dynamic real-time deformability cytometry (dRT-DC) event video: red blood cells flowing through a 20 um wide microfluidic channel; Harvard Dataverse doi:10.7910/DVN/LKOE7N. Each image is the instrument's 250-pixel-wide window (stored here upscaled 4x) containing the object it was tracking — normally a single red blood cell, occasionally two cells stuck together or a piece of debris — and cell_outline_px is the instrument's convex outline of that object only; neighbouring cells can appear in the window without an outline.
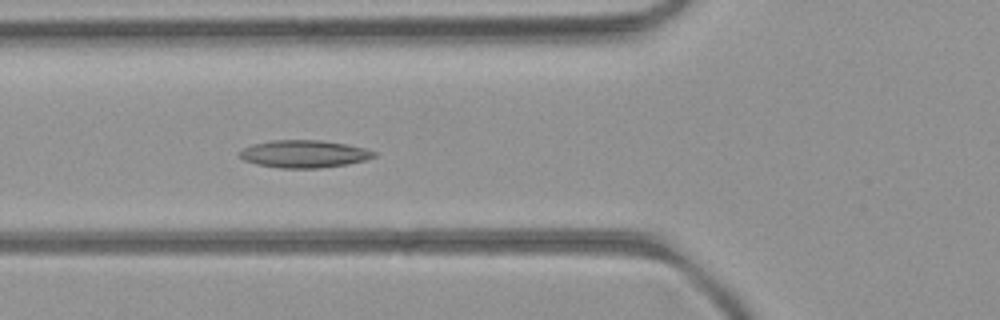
{"species": "common noctule bat (a hibernating species)", "species_latin": "Nyctalus noctula", "temperature_condition": "room temperature", "stored_images_in_passage": 45, "camera_frame_rate_fps": 3000, "um_per_image_px": 0.085, "animal": {"sex": "female", "body_mass_g": 21.9}, "frame": {"image": 1, "passage_image": 16, "time_ms": 5.0, "image_size_px": [1000, 320], "cell_outline_px": [[376, 156], [364, 160], [348, 164], [320, 168], [280, 168], [256, 164], [244, 160], [236, 152], [252, 144], [272, 140], [320, 140], [348, 144], [364, 148], [376, 152]], "centroid_in_image_um": [25.83, 13.08], "position_along_channel_um": 100.0, "area_um2": 21.62}}
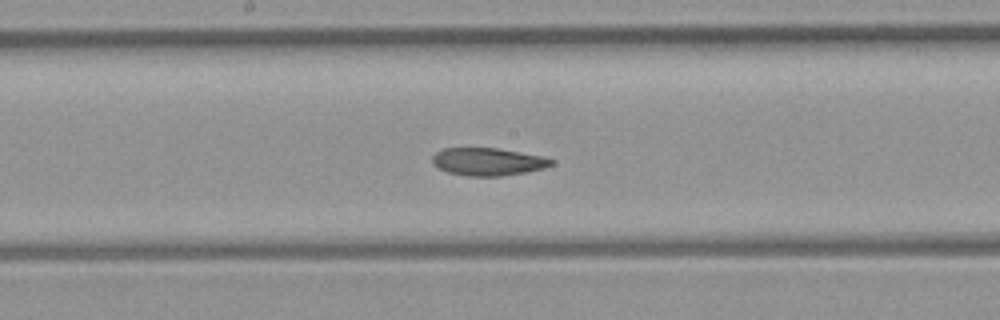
{"frame": {"image": 2, "passage_image": 24, "time_ms": 7.667, "image_size_px": [1000, 320], "cell_outline_px": [[556, 160], [552, 164], [544, 168], [504, 176], [468, 176], [448, 172], [432, 164], [432, 156], [436, 152], [444, 148], [496, 148], [540, 156]], "centroid_in_image_um": [41.45, 13.75], "position_along_channel_um": 206.8, "area_um2": 19.02}}
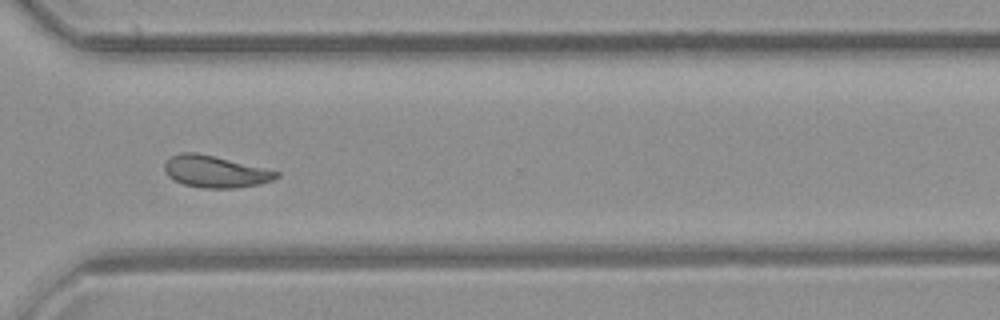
{"frame": {"image": 3, "passage_image": 35, "time_ms": 11.333, "image_size_px": [1000, 320], "cell_outline_px": [[280, 176], [272, 180], [260, 184], [236, 188], [204, 188], [184, 184], [168, 176], [164, 168], [164, 164], [172, 156], [180, 152], [196, 152], [264, 168], [280, 172]], "centroid_in_image_um": [18.3, 14.59], "position_along_channel_um": 352.3, "area_um2": 20.46}, "authors_computed_cell_mechanics": {"area_um2": 20.519, "velocity_mm_per_s": 3.9734, "shape_relaxation_time_tau1_ms": null, "shape_relaxation_time_tau2_ms": 4.2799, "deformation_change_tau1": null, "deformation_change_tau2": 0.1068}}